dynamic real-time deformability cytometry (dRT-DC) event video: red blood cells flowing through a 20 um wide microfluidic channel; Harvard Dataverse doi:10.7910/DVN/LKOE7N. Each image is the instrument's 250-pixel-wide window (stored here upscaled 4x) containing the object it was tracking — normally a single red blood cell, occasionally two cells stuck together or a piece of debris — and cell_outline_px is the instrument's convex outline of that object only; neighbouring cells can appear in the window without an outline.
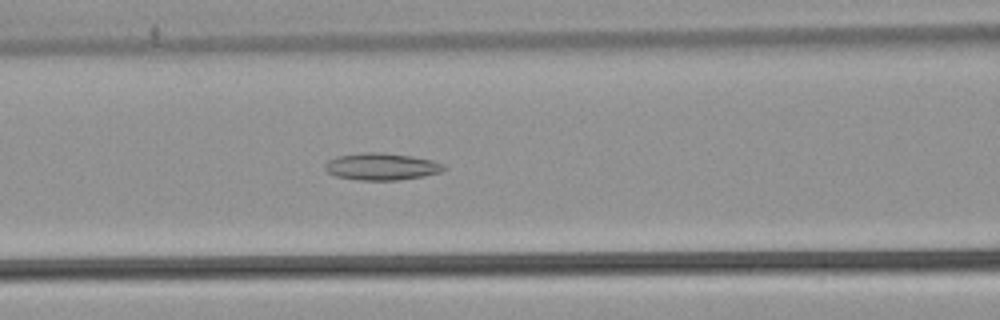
{"species": "common noctule bat (a hibernating species)", "species_latin": "Nyctalus noctula", "temperature_condition": "warm", "stored_images_in_passage": 40, "camera_frame_rate_fps": 3000, "um_per_image_px": 0.085, "animal": {"sex": "male", "body_mass_g": 21.5, "forearm_length_mm": 52.0}, "frame": {"image": 1, "passage_image": 10, "time_ms": 3.0, "image_size_px": [1000, 320], "cell_outline_px": [[448, 168], [440, 172], [424, 176], [396, 180], [356, 180], [336, 176], [328, 172], [324, 168], [324, 164], [328, 160], [336, 156], [364, 152], [384, 152], [432, 160], [444, 164]], "centroid_in_image_um": [32.41, 14.15], "position_along_channel_um": 134.2, "area_um2": 18.79}}
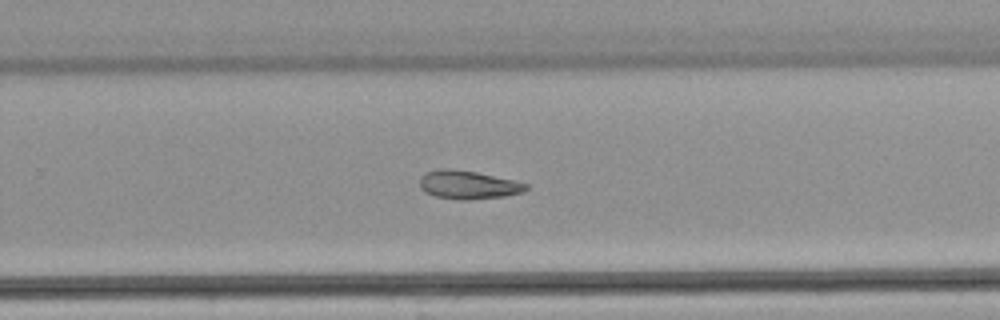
{"frame": {"image": 2, "passage_image": 22, "time_ms": 7.0, "image_size_px": [1000, 320], "cell_outline_px": [[528, 188], [520, 192], [504, 196], [468, 200], [460, 200], [436, 196], [420, 188], [420, 176], [424, 172], [440, 168], [452, 168], [476, 172], [512, 180], [528, 184]], "centroid_in_image_um": [39.74, 15.69], "position_along_channel_um": 290.1, "area_um2": 17.46}}
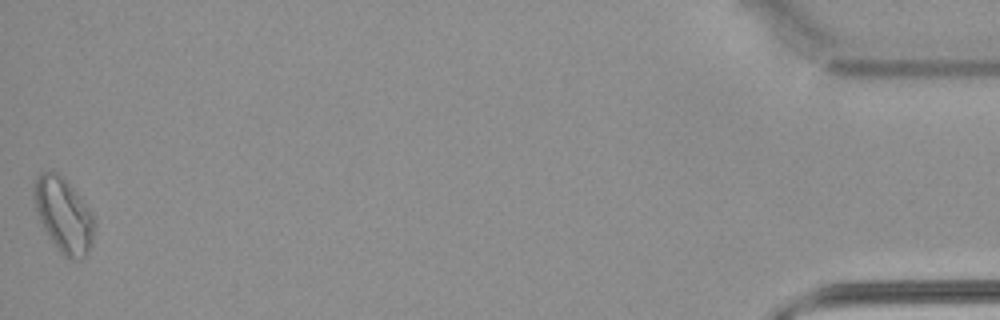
{"frame": {"image": 3, "passage_image": 40, "time_ms": 13.0, "image_size_px": [1000, 320], "cell_outline_px": [[92, 244], [88, 252], [80, 260], [68, 260], [60, 252], [48, 236], [40, 220], [32, 196], [32, 188], [36, 176], [40, 172], [52, 168], [72, 188], [92, 212]], "centroid_in_image_um": [5.35, 18.27], "position_along_channel_um": 429.8, "area_um2": 26.01}}